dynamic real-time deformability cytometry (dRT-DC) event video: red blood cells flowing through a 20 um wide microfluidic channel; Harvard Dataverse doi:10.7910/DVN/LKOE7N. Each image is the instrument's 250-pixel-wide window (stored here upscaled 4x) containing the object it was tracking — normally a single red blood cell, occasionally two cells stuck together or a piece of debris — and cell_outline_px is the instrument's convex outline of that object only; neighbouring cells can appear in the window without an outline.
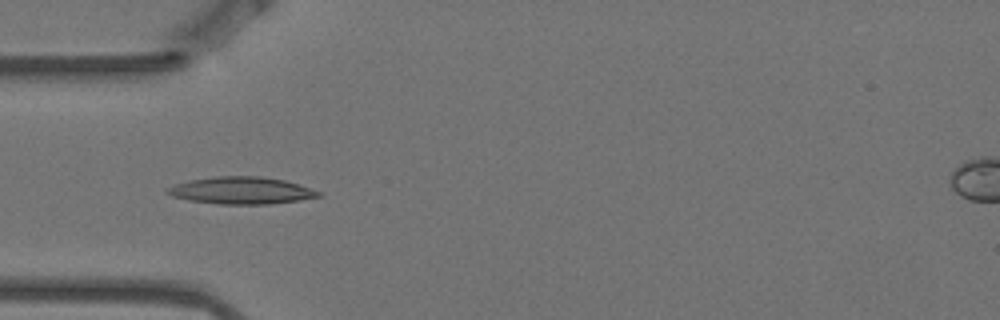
{"species": "Egyptian fruit bat (a non-hibernating species)", "species_latin": "Rousettus aegyptiacus", "temperature_condition": "warm", "stored_images_in_passage": 4, "camera_frame_rate_fps": 3000, "um_per_image_px": 0.085, "animal": {"sex": "female"}, "frame": {"image": 1, "passage_image": 3, "time_ms": 0.667, "image_size_px": [1000, 320], "cell_outline_px": [[324, 196], [300, 200], [268, 204], [220, 204], [188, 200], [172, 196], [164, 192], [168, 188], [176, 184], [192, 180], [216, 176], [260, 176], [284, 180], [320, 192]], "centroid_in_image_um": [20.51, 16.2], "position_along_channel_um": 64.5, "area_um2": 23.64}}
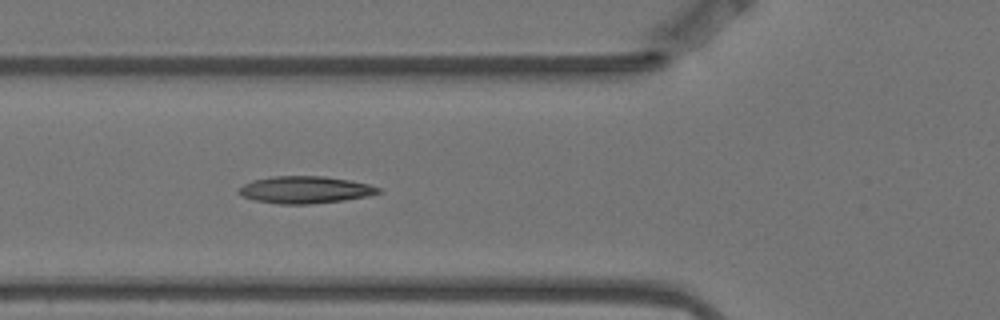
{"frame": {"image": 2, "passage_image": 4, "time_ms": 1.0, "image_size_px": [1000, 320], "cell_outline_px": [[380, 192], [364, 196], [344, 200], [308, 204], [280, 204], [256, 200], [244, 196], [236, 192], [244, 184], [252, 180], [272, 176], [324, 176], [348, 180], [368, 184], [380, 188]], "centroid_in_image_um": [25.89, 16.12], "position_along_channel_um": 99.9, "area_um2": 21.73}}